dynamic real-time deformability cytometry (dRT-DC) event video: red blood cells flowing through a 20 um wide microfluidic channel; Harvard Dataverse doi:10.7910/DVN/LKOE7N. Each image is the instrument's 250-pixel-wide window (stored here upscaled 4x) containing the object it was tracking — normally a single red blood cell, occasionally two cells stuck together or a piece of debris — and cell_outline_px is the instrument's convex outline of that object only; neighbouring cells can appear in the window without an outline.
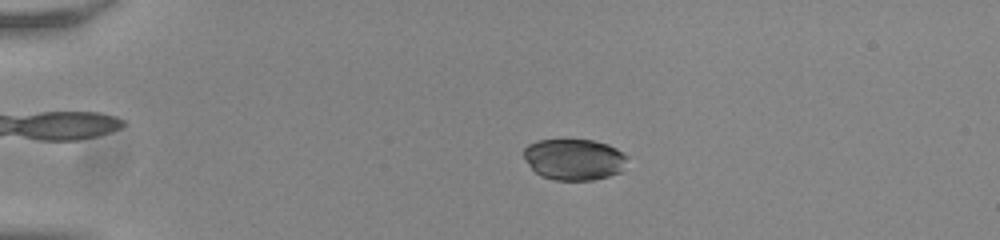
{"species": "common noctule bat (a hibernating species)", "species_latin": "Nyctalus noctula", "temperature_condition": "room temperature", "stored_images_in_passage": 55, "camera_frame_rate_fps": 3000, "um_per_image_px": 0.085, "animal": {"sex": "male", "body_mass_g": 20.0, "forearm_length_mm": 53.3}, "frame": {"image": 1, "passage_image": 13, "time_ms": 4.0, "image_size_px": [1000, 240], "cell_outline_px": [[628, 156], [620, 172], [608, 176], [592, 180], [556, 180], [540, 176], [524, 160], [524, 148], [528, 144], [536, 140], [592, 140], [608, 144], [616, 148]], "centroid_in_image_um": [48.77, 13.54], "position_along_channel_um": 36.2, "area_um2": 24.85}}
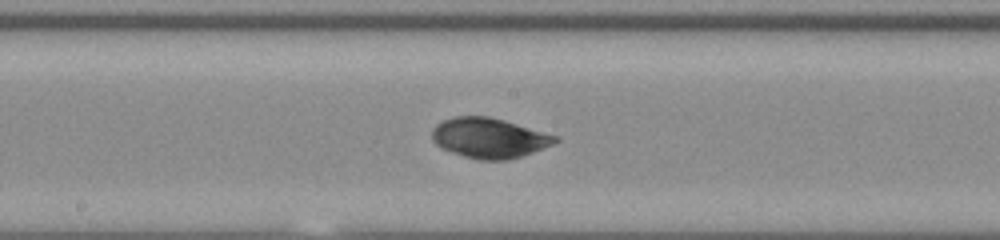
{"frame": {"image": 2, "passage_image": 31, "time_ms": 10.0, "image_size_px": [1000, 240], "cell_outline_px": [[560, 140], [552, 144], [532, 152], [508, 160], [476, 160], [440, 148], [432, 140], [432, 128], [436, 124], [452, 116], [488, 116], [504, 120], [560, 136]], "centroid_in_image_um": [41.57, 11.72], "position_along_channel_um": 206.6, "area_um2": 28.9}}
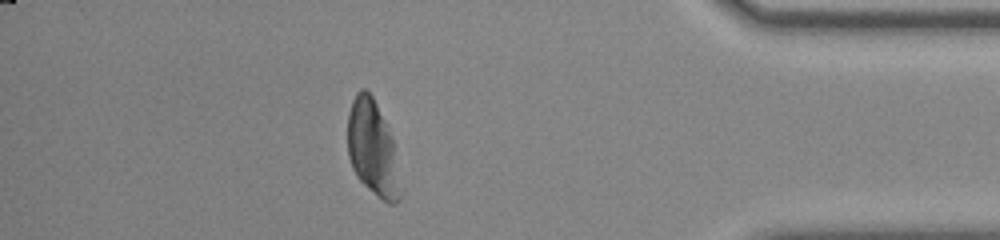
{"frame": {"image": 3, "passage_image": 49, "time_ms": 16.0, "image_size_px": [1000, 240], "cell_outline_px": [[404, 192], [400, 200], [396, 204], [388, 204], [368, 188], [356, 176], [352, 168], [348, 156], [348, 112], [352, 100], [356, 92], [360, 88], [364, 88], [372, 96], [384, 120], [392, 140]], "centroid_in_image_um": [31.69, 12.68], "position_along_channel_um": 403.5, "area_um2": 29.48}, "authors_computed_cell_mechanics": {"area_um2": 27.8018, "velocity_mm_per_s": 3.8097, "shape_relaxation_time_tau1_ms": 3.2581, "shape_relaxation_time_tau2_ms": null, "deformation_change_tau1": 0.05, "deformation_change_tau2": null}}